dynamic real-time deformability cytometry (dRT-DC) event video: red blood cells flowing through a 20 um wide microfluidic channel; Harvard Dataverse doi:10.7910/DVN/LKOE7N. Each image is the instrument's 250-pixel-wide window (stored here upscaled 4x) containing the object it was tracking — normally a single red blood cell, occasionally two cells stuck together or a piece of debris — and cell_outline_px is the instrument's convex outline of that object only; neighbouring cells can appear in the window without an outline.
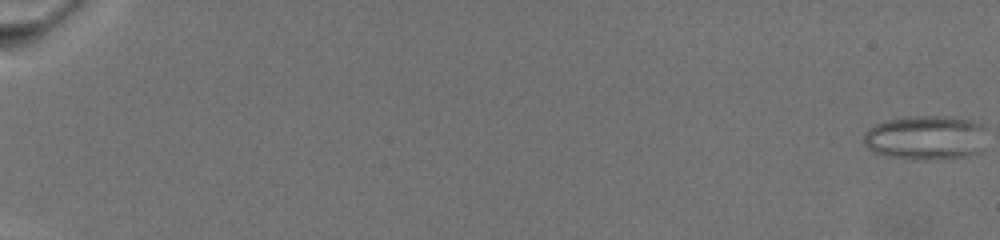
{"species": "common noctule bat (a hibernating species)", "species_latin": "Nyctalus noctula", "temperature_condition": "warm", "stored_images_in_passage": 34, "camera_frame_rate_fps": 3000, "um_per_image_px": 0.085, "animal": {"sex": "female", "body_mass_g": 19.5, "forearm_length_mm": 54.1}, "frame": {"image": 1, "passage_image": 1, "time_ms": 0.0, "image_size_px": [1000, 240], "cell_outline_px": [[984, 128], [980, 152], [964, 156], [924, 160], [916, 160], [888, 156], [876, 152], [868, 148], [864, 144], [864, 132], [868, 128], [876, 124], [888, 120], [916, 116], [952, 116], [972, 120], [984, 124]], "centroid_in_image_um": [78.67, 11.69], "position_along_channel_um": 6.3, "area_um2": 31.67}}
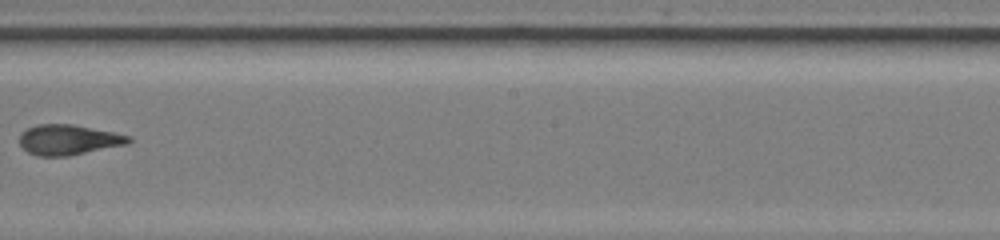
{"frame": {"image": 2, "passage_image": 24, "time_ms": 15.333, "image_size_px": [1000, 240], "cell_outline_px": [[132, 140], [128, 144], [68, 156], [36, 156], [28, 152], [20, 144], [20, 136], [28, 128], [40, 124], [72, 124], [112, 132], [128, 136]], "centroid_in_image_um": [5.82, 11.89], "position_along_channel_um": 242.4, "area_um2": 18.96}}
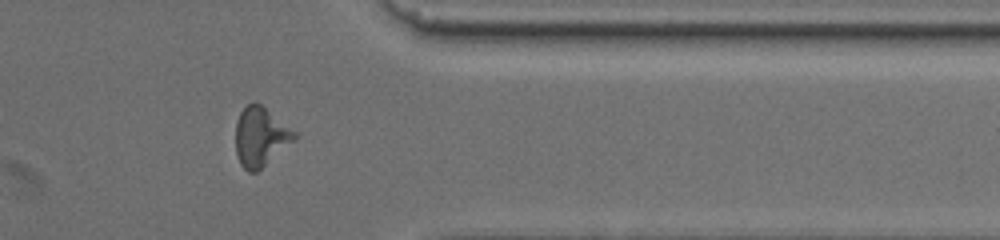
{"frame": {"image": 3, "passage_image": 30, "time_ms": 20.333, "image_size_px": [1000, 240], "cell_outline_px": [[296, 140], [256, 172], [248, 172], [240, 164], [236, 152], [236, 120], [240, 112], [248, 104], [260, 104], [296, 132]], "centroid_in_image_um": [22.14, 11.65], "position_along_channel_um": 389.3, "area_um2": 20.0}}